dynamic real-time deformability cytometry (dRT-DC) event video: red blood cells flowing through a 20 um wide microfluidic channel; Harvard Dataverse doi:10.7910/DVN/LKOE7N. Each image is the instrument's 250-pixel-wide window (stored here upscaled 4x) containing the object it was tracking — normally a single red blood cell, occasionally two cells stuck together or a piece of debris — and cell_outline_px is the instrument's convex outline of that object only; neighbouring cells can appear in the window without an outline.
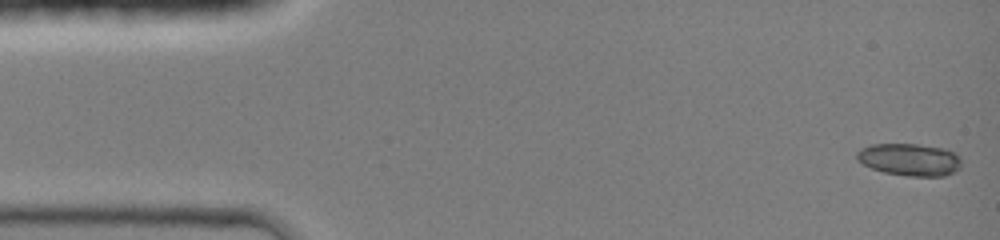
{"species": "common noctule bat (a hibernating species)", "species_latin": "Nyctalus noctula", "temperature_condition": "room temperature", "stored_images_in_passage": 45, "camera_frame_rate_fps": 3000, "um_per_image_px": 0.085, "animal": {"sex": "female", "body_mass_g": 19.0, "forearm_length_mm": 51.5}, "frame": {"image": 1, "passage_image": 1, "time_ms": 0.0, "image_size_px": [1000, 240], "cell_outline_px": [[960, 168], [944, 176], [908, 176], [884, 172], [872, 168], [864, 164], [856, 156], [856, 152], [860, 148], [872, 144], [916, 144], [944, 148], [956, 152], [960, 160]], "centroid_in_image_um": [77.33, 13.55], "position_along_channel_um": 7.7, "area_um2": 19.59}}
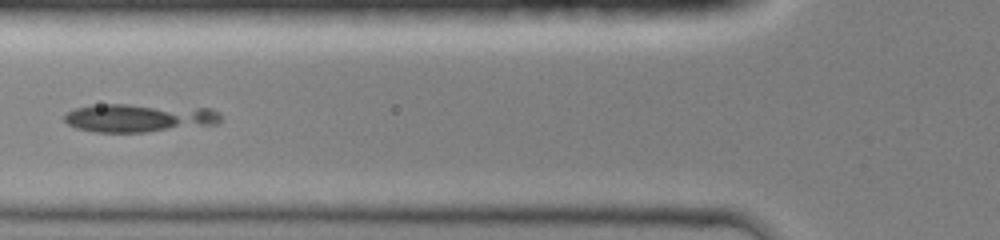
{"frame": {"image": 2, "passage_image": 17, "time_ms": 5.333, "image_size_px": [1000, 240], "cell_outline_px": [[220, 120], [216, 124], [144, 132], [96, 132], [76, 128], [68, 124], [64, 120], [64, 116], [68, 112], [76, 108], [100, 104], [128, 104], [212, 108], [220, 116]], "centroid_in_image_um": [11.8, 10.01], "position_along_channel_um": 114.0, "area_um2": 25.61}}
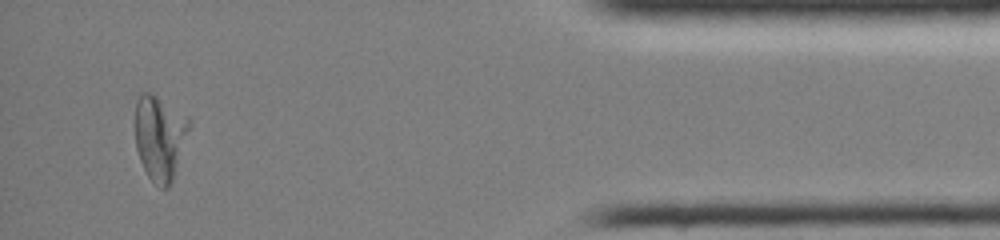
{"frame": {"image": 3, "passage_image": 42, "time_ms": 13.667, "image_size_px": [1000, 240], "cell_outline_px": [[192, 124], [172, 180], [168, 188], [160, 188], [148, 176], [140, 160], [136, 148], [132, 124], [136, 100], [144, 92], [152, 92], [188, 116], [192, 120]], "centroid_in_image_um": [13.56, 11.63], "position_along_channel_um": 421.6, "area_um2": 27.46}}